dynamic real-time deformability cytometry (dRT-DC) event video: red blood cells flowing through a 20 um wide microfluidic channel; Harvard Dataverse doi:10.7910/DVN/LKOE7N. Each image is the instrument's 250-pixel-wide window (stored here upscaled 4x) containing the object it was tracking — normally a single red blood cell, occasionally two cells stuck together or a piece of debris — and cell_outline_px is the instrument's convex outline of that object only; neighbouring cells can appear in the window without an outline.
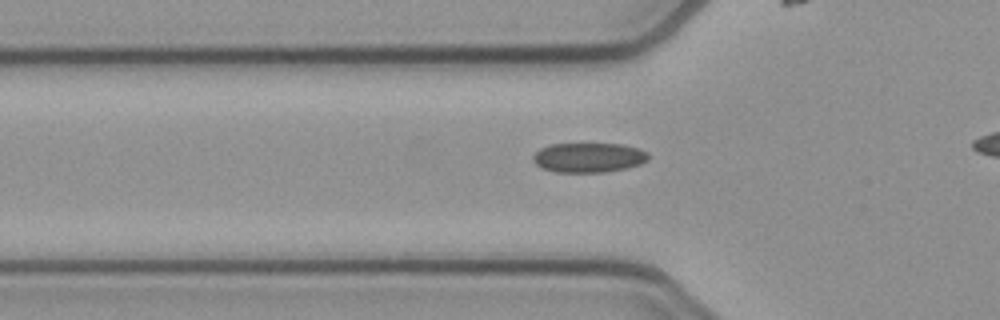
{"species": "common noctule bat (a hibernating species)", "species_latin": "Nyctalus noctula", "temperature_condition": "cold", "stored_images_in_passage": 39, "camera_frame_rate_fps": 3000, "um_per_image_px": 0.085, "animal": {"sex": "female", "body_mass_g": 21.9}, "frame": {"image": 1, "passage_image": 12, "time_ms": 3.667, "image_size_px": [1000, 320], "cell_outline_px": [[648, 160], [640, 164], [624, 168], [604, 172], [556, 172], [540, 168], [532, 160], [532, 156], [540, 148], [548, 144], [620, 144], [636, 148], [648, 152]], "centroid_in_image_um": [49.98, 13.39], "position_along_channel_um": 75.8, "area_um2": 19.88}}
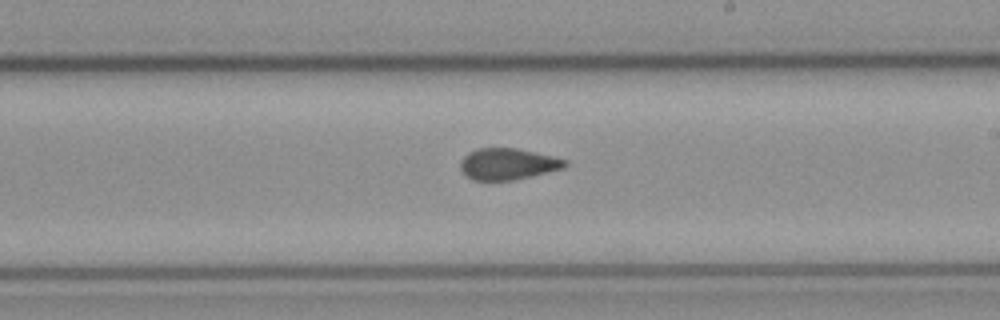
{"frame": {"image": 2, "passage_image": 25, "time_ms": 8.0, "image_size_px": [1000, 320], "cell_outline_px": [[568, 164], [564, 168], [512, 180], [472, 180], [464, 176], [460, 168], [460, 160], [468, 152], [476, 148], [516, 148], [552, 156], [568, 160]], "centroid_in_image_um": [43.12, 13.93], "position_along_channel_um": 245.9, "area_um2": 19.19}}
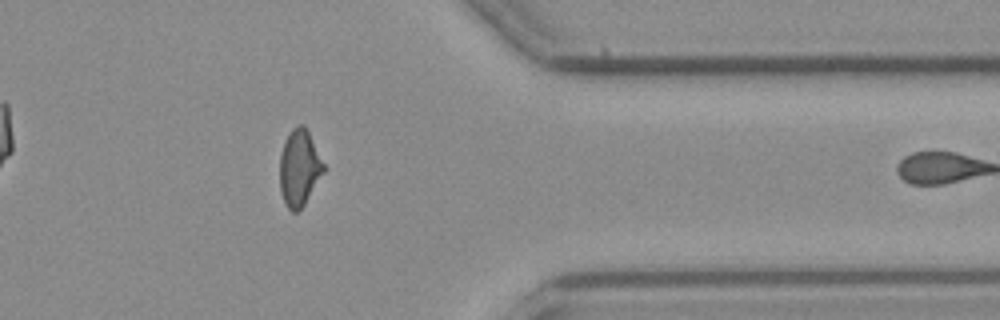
{"frame": {"image": 3, "passage_image": 37, "time_ms": 12.0, "image_size_px": [1000, 320], "cell_outline_px": [[324, 172], [304, 204], [296, 212], [292, 212], [284, 204], [280, 192], [280, 156], [284, 144], [292, 128], [300, 124], [304, 124], [324, 164]], "centroid_in_image_um": [25.42, 14.3], "position_along_channel_um": 386.0, "area_um2": 19.19}}